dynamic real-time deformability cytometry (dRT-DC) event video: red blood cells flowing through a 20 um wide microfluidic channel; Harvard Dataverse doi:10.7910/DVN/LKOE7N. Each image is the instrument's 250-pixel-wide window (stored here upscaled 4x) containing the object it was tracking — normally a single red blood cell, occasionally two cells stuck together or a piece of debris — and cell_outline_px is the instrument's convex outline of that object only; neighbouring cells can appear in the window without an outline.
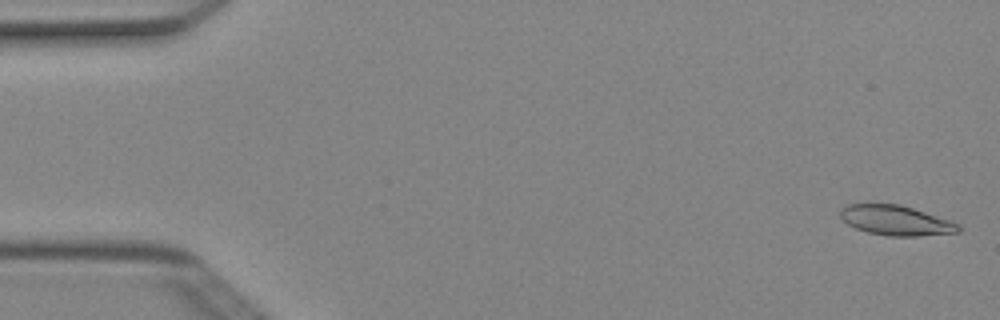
{"species": "Egyptian fruit bat (a non-hibernating species)", "species_latin": "Rousettus aegyptiacus", "temperature_condition": "cold", "stored_images_in_passage": 4, "camera_frame_rate_fps": 3000, "um_per_image_px": 0.085, "animal": {"sex": "female"}, "frame": {"image": 1, "passage_image": 1, "time_ms": 0.0, "image_size_px": [1000, 320], "cell_outline_px": [[960, 232], [920, 236], [888, 236], [868, 232], [856, 228], [848, 224], [840, 216], [840, 212], [848, 204], [900, 204], [960, 224]], "centroid_in_image_um": [76.17, 18.74], "position_along_channel_um": 8.8, "area_um2": 20.29}}
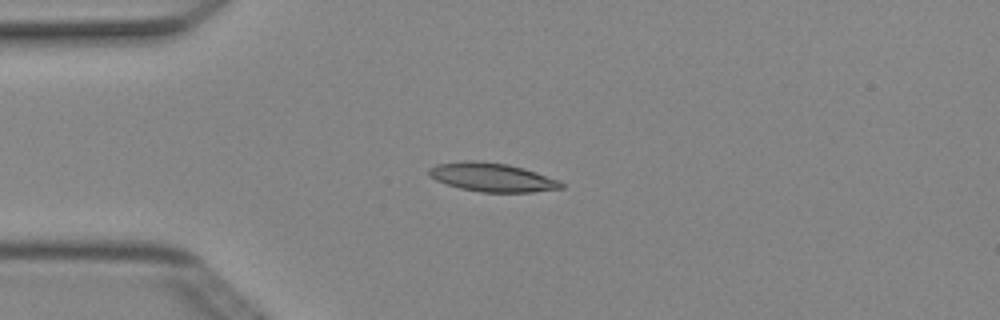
{"frame": {"image": 2, "passage_image": 4, "time_ms": 1.0, "image_size_px": [1000, 320], "cell_outline_px": [[564, 188], [532, 192], [480, 192], [460, 188], [436, 180], [428, 172], [428, 168], [436, 164], [468, 160], [476, 160], [508, 164], [524, 168], [536, 172], [556, 180], [564, 184]], "centroid_in_image_um": [41.82, 15.06], "position_along_channel_um": 43.2, "area_um2": 21.96}}